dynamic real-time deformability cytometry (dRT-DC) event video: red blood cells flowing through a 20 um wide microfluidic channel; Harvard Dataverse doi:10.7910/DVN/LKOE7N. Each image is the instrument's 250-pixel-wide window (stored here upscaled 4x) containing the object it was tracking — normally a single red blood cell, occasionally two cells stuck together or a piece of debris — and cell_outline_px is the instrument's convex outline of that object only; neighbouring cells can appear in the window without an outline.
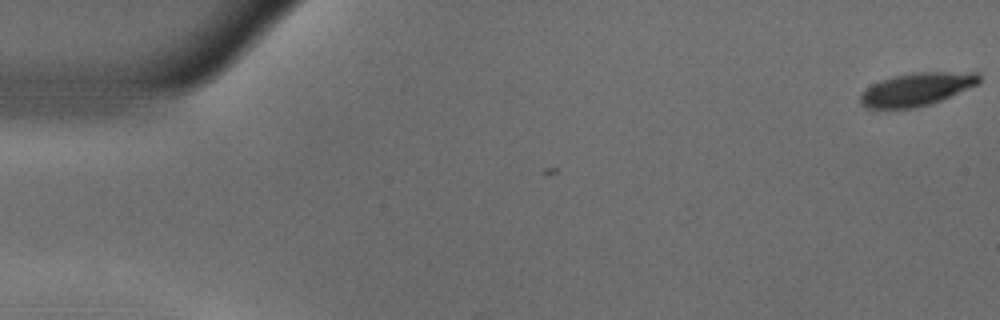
{"species": "common noctule bat (a hibernating species)", "species_latin": "Nyctalus noctula", "temperature_condition": "warm", "stored_images_in_passage": 5, "camera_frame_rate_fps": 3000, "um_per_image_px": 0.085, "animal": {"sex": "male", "body_mass_g": 18.8}, "frame": {"image": 1, "passage_image": 1, "time_ms": 0.0, "image_size_px": [1000, 320], "cell_outline_px": [[980, 80], [976, 84], [932, 104], [912, 108], [864, 108], [860, 104], [860, 96], [864, 88], [880, 80], [892, 76], [912, 72], [980, 72]], "centroid_in_image_um": [77.86, 7.58], "position_along_channel_um": 7.1, "area_um2": 22.89}}